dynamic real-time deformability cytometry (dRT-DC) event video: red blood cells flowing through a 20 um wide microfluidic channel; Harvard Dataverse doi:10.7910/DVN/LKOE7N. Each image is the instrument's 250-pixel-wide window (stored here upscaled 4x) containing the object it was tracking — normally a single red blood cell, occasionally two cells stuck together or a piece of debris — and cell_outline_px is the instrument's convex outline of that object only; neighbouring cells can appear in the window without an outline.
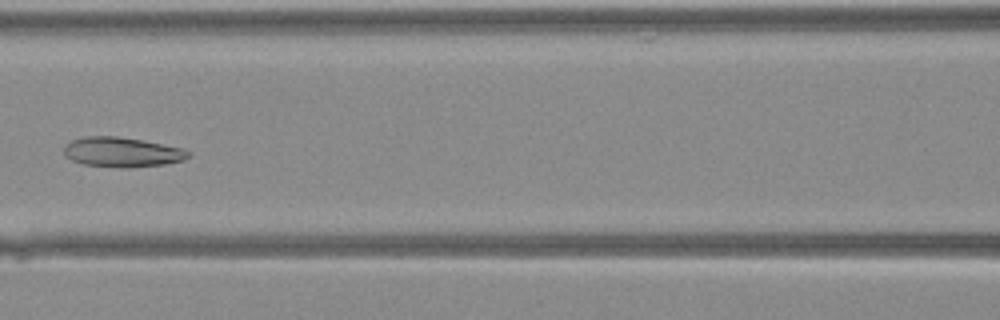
{"species": "Egyptian fruit bat (a non-hibernating species)", "species_latin": "Rousettus aegyptiacus", "temperature_condition": "warm", "stored_images_in_passage": 32, "camera_frame_rate_fps": 3000, "um_per_image_px": 0.085, "animal": {"sex": "female"}, "frame": {"image": 1, "passage_image": 12, "time_ms": 3.667, "image_size_px": [1000, 320], "cell_outline_px": [[192, 156], [184, 160], [164, 164], [128, 168], [124, 168], [84, 164], [72, 160], [64, 156], [64, 144], [72, 140], [88, 136], [116, 136], [140, 140], [180, 148], [192, 152]], "centroid_in_image_um": [10.36, 12.94], "position_along_channel_um": 156.2, "area_um2": 21.5}}
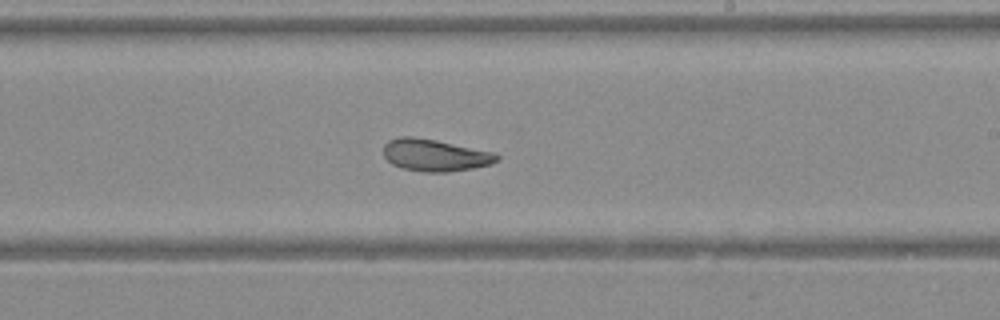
{"frame": {"image": 2, "passage_image": 18, "time_ms": 5.667, "image_size_px": [1000, 320], "cell_outline_px": [[500, 160], [492, 164], [472, 168], [448, 172], [424, 172], [400, 168], [392, 164], [384, 156], [384, 144], [388, 140], [400, 136], [412, 136], [436, 140], [492, 152], [500, 156]], "centroid_in_image_um": [36.95, 13.19], "position_along_channel_um": 252.0, "area_um2": 21.21}}
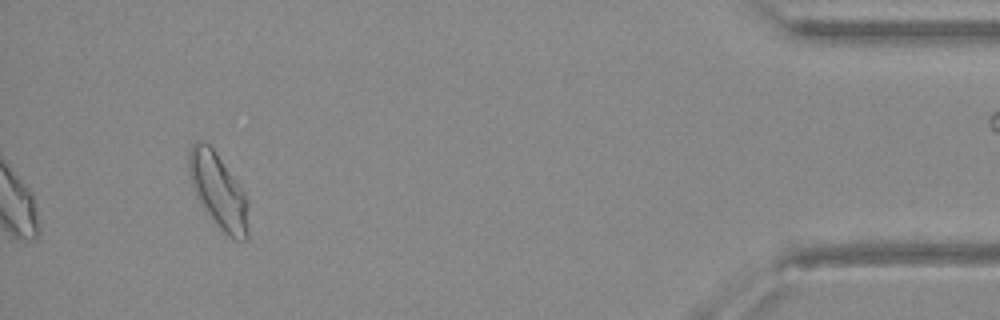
{"frame": {"image": 3, "passage_image": 32, "time_ms": 10.333, "image_size_px": [1000, 320], "cell_outline_px": [[248, 240], [232, 240], [212, 220], [196, 196], [192, 188], [188, 172], [188, 152], [192, 144], [196, 140], [204, 140], [212, 148], [244, 192], [248, 200]], "centroid_in_image_um": [18.55, 16.24], "position_along_channel_um": 416.7, "area_um2": 26.01}}